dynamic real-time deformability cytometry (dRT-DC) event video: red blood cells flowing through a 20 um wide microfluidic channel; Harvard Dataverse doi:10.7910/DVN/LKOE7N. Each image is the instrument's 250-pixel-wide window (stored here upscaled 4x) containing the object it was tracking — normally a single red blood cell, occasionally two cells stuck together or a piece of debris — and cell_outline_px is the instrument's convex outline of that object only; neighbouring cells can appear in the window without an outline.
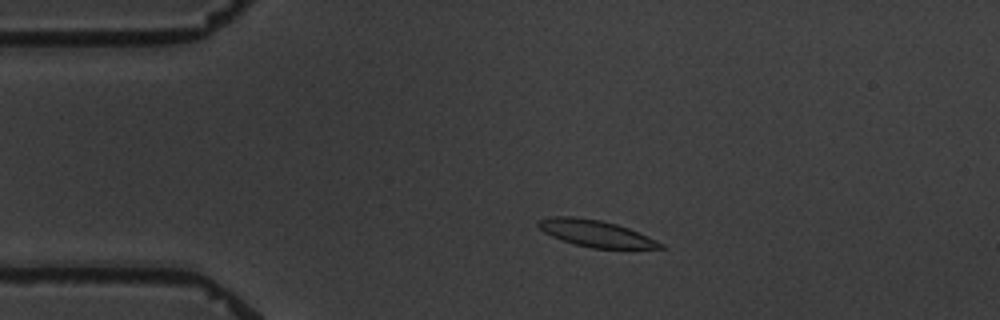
{"species": "common noctule bat (a hibernating species)", "species_latin": "Nyctalus noctula", "temperature_condition": "warm", "stored_images_in_passage": 4, "camera_frame_rate_fps": 3000, "um_per_image_px": 0.085, "animal": {"sex": "male", "body_mass_g": 19.5, "forearm_length_mm": 54.6}, "frame": {"image": 1, "passage_image": 3, "time_ms": 2.333, "image_size_px": [1000, 320], "cell_outline_px": [[664, 248], [592, 248], [576, 244], [552, 236], [544, 232], [536, 224], [536, 220], [552, 216], [576, 216], [600, 220], [616, 224], [628, 228], [664, 244]], "centroid_in_image_um": [50.58, 19.82], "position_along_channel_um": 34.4, "area_um2": 18.67}}